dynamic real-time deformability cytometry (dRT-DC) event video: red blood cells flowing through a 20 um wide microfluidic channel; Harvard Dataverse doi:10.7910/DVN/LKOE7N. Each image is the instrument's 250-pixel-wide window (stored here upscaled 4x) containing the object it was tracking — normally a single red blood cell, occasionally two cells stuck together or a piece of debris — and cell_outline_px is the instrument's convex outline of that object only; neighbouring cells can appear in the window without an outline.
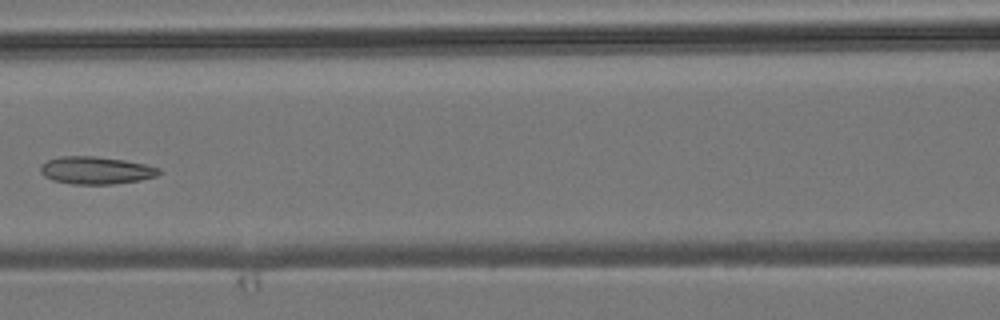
{"species": "common noctule bat (a hibernating species)", "species_latin": "Nyctalus noctula", "temperature_condition": "room temperature", "stored_images_in_passage": 6, "camera_frame_rate_fps": 3000, "um_per_image_px": 0.085, "animal": {"sex": "male", "body_mass_g": 19.2, "forearm_length_mm": 51.8}, "frame": {"image": 1, "passage_image": 6, "time_ms": 6.0, "image_size_px": [1000, 320], "cell_outline_px": [[164, 172], [156, 176], [140, 180], [112, 184], [72, 184], [52, 180], [44, 176], [40, 172], [40, 164], [48, 160], [60, 156], [96, 156], [124, 160], [144, 164], [160, 168]], "centroid_in_image_um": [8.15, 14.48], "position_along_channel_um": 158.4, "area_um2": 19.13}}